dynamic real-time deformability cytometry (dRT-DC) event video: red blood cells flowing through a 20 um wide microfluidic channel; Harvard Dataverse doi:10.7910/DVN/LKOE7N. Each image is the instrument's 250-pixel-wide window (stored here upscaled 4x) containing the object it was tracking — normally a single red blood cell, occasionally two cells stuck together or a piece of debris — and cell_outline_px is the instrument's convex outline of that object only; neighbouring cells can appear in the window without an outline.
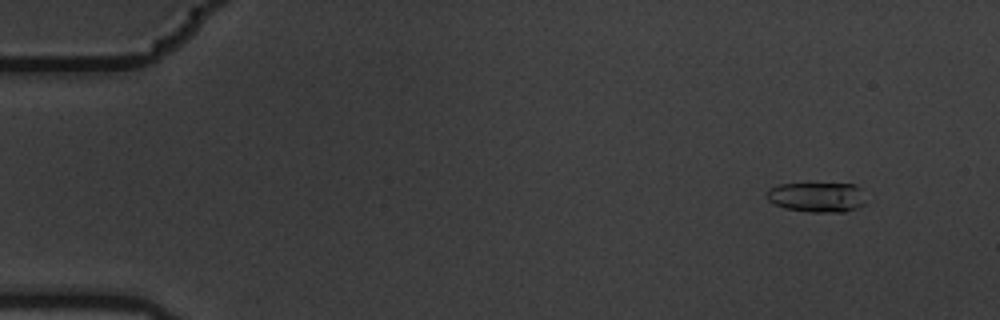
{"species": "common noctule bat (a hibernating species)", "species_latin": "Nyctalus noctula", "temperature_condition": "warm", "stored_images_in_passage": 5, "camera_frame_rate_fps": 3000, "um_per_image_px": 0.085, "animal": {"sex": "male", "body_mass_g": 19.5, "forearm_length_mm": 54.6}, "frame": {"image": 1, "passage_image": 2, "time_ms": 0.333, "image_size_px": [1000, 320], "cell_outline_px": [[864, 204], [856, 208], [844, 212], [808, 212], [784, 208], [772, 204], [764, 196], [768, 188], [780, 184], [856, 184], [860, 188]], "centroid_in_image_um": [69.36, 16.76], "position_along_channel_um": 15.6, "area_um2": 17.34}}
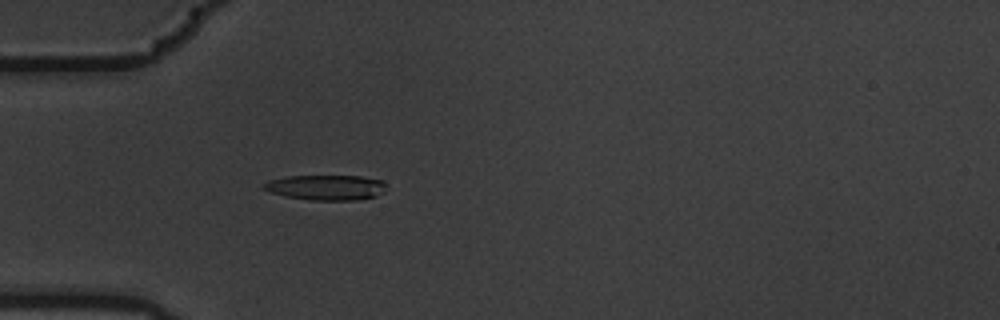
{"frame": {"image": 2, "passage_image": 5, "time_ms": 1.333, "image_size_px": [1000, 320], "cell_outline_px": [[384, 192], [376, 196], [356, 200], [312, 200], [284, 196], [272, 192], [264, 188], [260, 184], [268, 180], [288, 176], [360, 176], [380, 180], [384, 184]], "centroid_in_image_um": [27.68, 15.93], "position_along_channel_um": 57.3, "area_um2": 17.86}}